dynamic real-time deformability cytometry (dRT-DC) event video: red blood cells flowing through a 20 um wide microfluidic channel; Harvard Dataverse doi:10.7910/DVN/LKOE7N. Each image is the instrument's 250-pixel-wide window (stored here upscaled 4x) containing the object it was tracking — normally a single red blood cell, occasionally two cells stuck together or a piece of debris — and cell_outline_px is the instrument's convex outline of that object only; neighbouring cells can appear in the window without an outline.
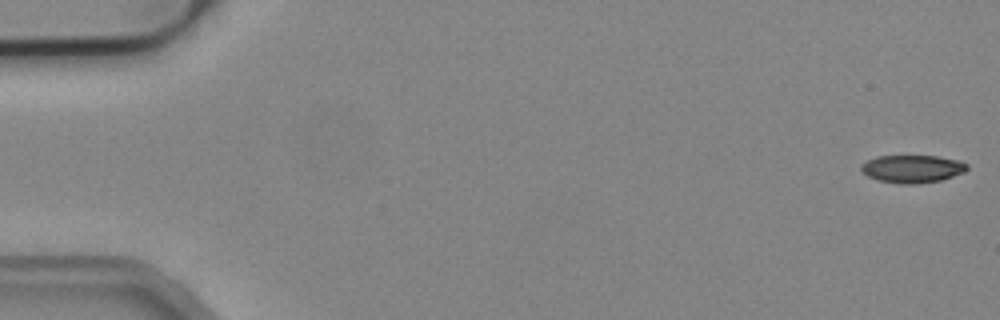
{"species": "common noctule bat (a hibernating species)", "species_latin": "Nyctalus noctula", "temperature_condition": "cold", "stored_images_in_passage": 54, "camera_frame_rate_fps": 3000, "um_per_image_px": 0.085, "animal": {"sex": "male", "body_mass_g": 19.2, "forearm_length_mm": 51.8}, "frame": {"image": 1, "passage_image": 1, "time_ms": 0.0, "image_size_px": [1000, 320], "cell_outline_px": [[968, 168], [964, 172], [940, 180], [916, 184], [900, 184], [876, 180], [868, 176], [860, 168], [860, 164], [876, 156], [936, 156], [956, 160], [968, 164]], "centroid_in_image_um": [77.51, 14.35], "position_along_channel_um": 7.5, "area_um2": 17.05}}
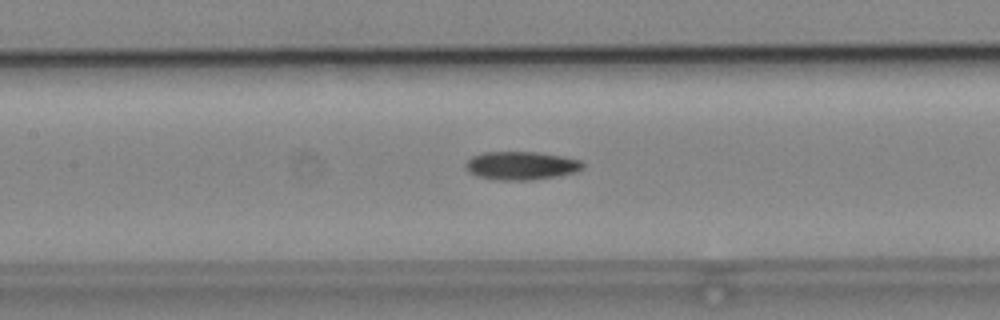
{"frame": {"image": 2, "passage_image": 25, "time_ms": 8.0, "image_size_px": [1000, 320], "cell_outline_px": [[584, 168], [576, 172], [556, 176], [532, 180], [496, 180], [476, 176], [468, 172], [464, 164], [472, 156], [484, 152], [536, 152], [564, 156], [584, 160]], "centroid_in_image_um": [44.32, 14.08], "position_along_channel_um": 163.1, "area_um2": 19.59}}
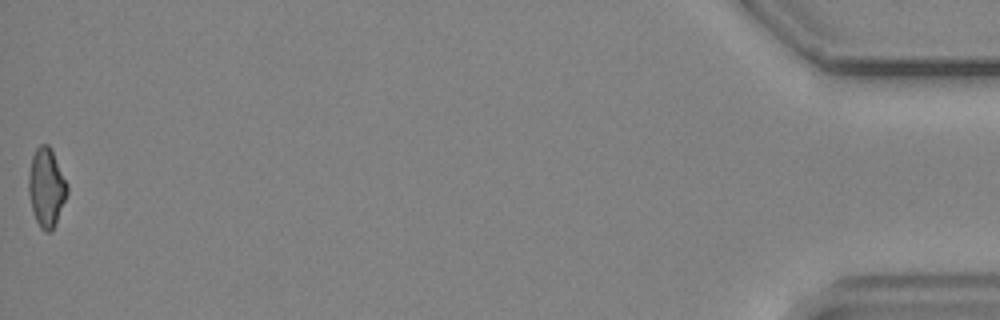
{"frame": {"image": 3, "passage_image": 54, "time_ms": 17.667, "image_size_px": [1000, 320], "cell_outline_px": [[68, 192], [56, 224], [52, 232], [44, 232], [40, 228], [36, 220], [32, 208], [28, 192], [28, 176], [32, 156], [36, 148], [40, 144], [48, 144], [68, 184]], "centroid_in_image_um": [3.94, 15.97], "position_along_channel_um": 431.3, "area_um2": 17.69}, "authors_computed_cell_mechanics": {"area_um2": 18.5827, "velocity_mm_per_s": 3.8149, "shape_relaxation_time_tau1_ms": 5.4248, "shape_relaxation_time_tau2_ms": null, "deformation_change_tau1": 0.1434, "deformation_change_tau2": null}}